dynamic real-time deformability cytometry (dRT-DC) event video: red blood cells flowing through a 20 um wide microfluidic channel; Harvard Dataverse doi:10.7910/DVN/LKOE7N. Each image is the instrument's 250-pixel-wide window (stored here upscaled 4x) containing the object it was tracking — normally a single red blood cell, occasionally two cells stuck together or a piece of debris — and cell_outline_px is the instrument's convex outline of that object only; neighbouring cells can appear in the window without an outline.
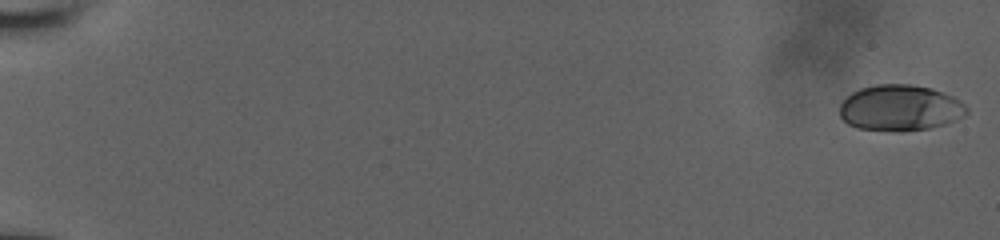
{"species": "human", "species_latin": "Homo sapiens", "temperature_condition": "room temperature", "stored_images_in_passage": 30, "camera_frame_rate_fps": 3000, "um_per_image_px": 0.085, "donor": {"sex": "male"}, "frame": {"image": 1, "passage_image": 1, "time_ms": 0.0, "image_size_px": [1000, 240], "cell_outline_px": [[968, 112], [964, 116], [944, 124], [928, 128], [900, 132], [856, 128], [848, 124], [840, 116], [840, 104], [852, 92], [860, 88], [876, 84], [912, 84], [932, 88], [952, 96], [960, 100], [968, 108]], "centroid_in_image_um": [76.5, 9.17], "position_along_channel_um": 8.5, "area_um2": 34.16}}
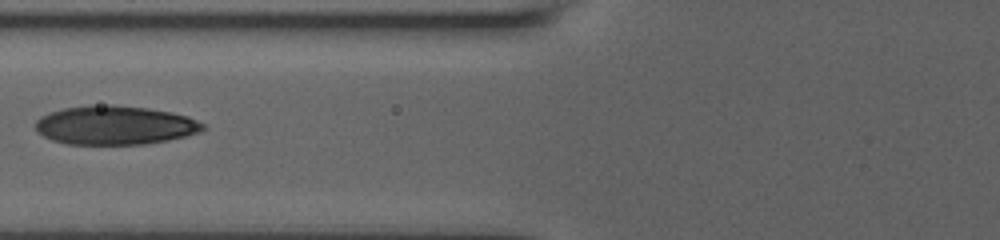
{"frame": {"image": 2, "passage_image": 23, "time_ms": 8.0, "image_size_px": [1000, 240], "cell_outline_px": [[204, 128], [200, 132], [168, 140], [144, 144], [68, 144], [52, 140], [36, 132], [36, 120], [40, 116], [64, 108], [88, 104], [112, 104], [148, 108], [172, 112], [188, 116], [204, 124]], "centroid_in_image_um": [9.75, 10.63], "position_along_channel_um": 116.0, "area_um2": 38.09}}
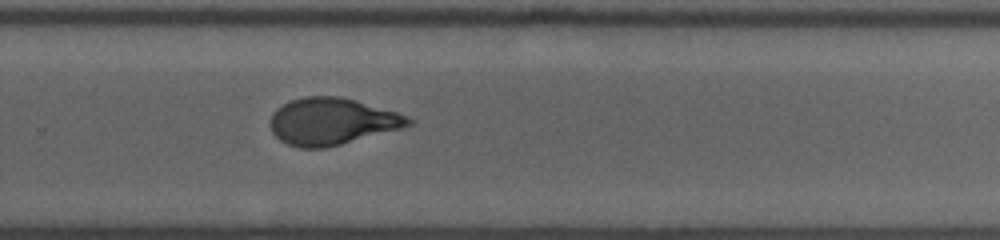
{"frame": {"image": 3, "passage_image": 30, "time_ms": 12.667, "image_size_px": [1000, 240], "cell_outline_px": [[412, 124], [400, 128], [340, 144], [324, 148], [300, 148], [288, 144], [280, 140], [272, 132], [268, 124], [272, 112], [276, 108], [292, 100], [304, 96], [340, 96], [356, 100], [396, 112], [408, 116], [412, 120]], "centroid_in_image_um": [28.15, 10.31], "position_along_channel_um": 301.6, "area_um2": 37.51}}